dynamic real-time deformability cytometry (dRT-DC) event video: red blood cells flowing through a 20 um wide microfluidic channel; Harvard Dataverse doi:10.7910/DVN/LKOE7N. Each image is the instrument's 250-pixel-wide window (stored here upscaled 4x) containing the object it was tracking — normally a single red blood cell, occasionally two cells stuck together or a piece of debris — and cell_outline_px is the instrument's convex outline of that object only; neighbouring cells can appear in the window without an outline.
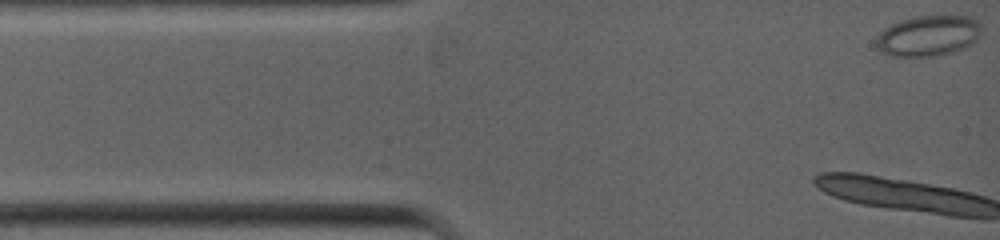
{"species": "common noctule bat (a hibernating species)", "species_latin": "Nyctalus noctula", "temperature_condition": "warm", "stored_images_in_passage": 19, "camera_frame_rate_fps": 5000, "um_per_image_px": 0.085, "animal": {"sex": "female", "body_mass_g": 19.0, "forearm_length_mm": 53.3}, "frame": {"image": 1, "passage_image": 1, "time_ms": 0.0, "image_size_px": [1000, 240], "cell_outline_px": [[984, 28], [976, 40], [972, 44], [964, 48], [952, 52], [936, 56], [892, 56], [880, 52], [876, 48], [876, 40], [892, 24], [904, 20], [920, 16], [968, 16], [976, 20]], "centroid_in_image_um": [78.96, 3.06], "position_along_channel_um": 6.0, "area_um2": 24.68}}